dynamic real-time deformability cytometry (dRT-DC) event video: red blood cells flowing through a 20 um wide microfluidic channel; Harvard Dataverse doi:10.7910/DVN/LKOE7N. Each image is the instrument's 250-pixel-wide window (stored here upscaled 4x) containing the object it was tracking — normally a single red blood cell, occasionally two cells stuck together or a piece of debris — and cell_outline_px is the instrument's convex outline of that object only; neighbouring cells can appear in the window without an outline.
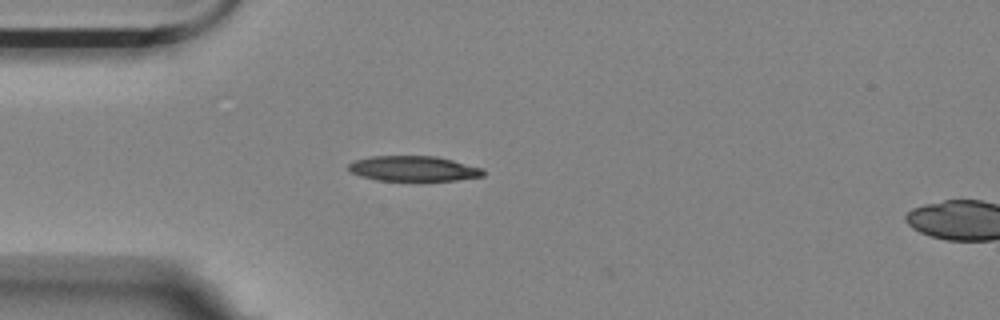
{"species": "Egyptian fruit bat (a non-hibernating species)", "species_latin": "Rousettus aegyptiacus", "temperature_condition": "room temperature", "stored_images_in_passage": 4, "camera_frame_rate_fps": 3000, "um_per_image_px": 0.085, "animal": {"sex": "female"}, "frame": {"image": 1, "passage_image": 1, "time_ms": 0.0, "image_size_px": [1000, 320], "cell_outline_px": [[484, 176], [456, 180], [376, 180], [360, 176], [352, 172], [348, 168], [348, 164], [356, 160], [372, 156], [436, 156], [484, 168]], "centroid_in_image_um": [35.16, 14.32], "position_along_channel_um": 49.8, "area_um2": 19.65}}